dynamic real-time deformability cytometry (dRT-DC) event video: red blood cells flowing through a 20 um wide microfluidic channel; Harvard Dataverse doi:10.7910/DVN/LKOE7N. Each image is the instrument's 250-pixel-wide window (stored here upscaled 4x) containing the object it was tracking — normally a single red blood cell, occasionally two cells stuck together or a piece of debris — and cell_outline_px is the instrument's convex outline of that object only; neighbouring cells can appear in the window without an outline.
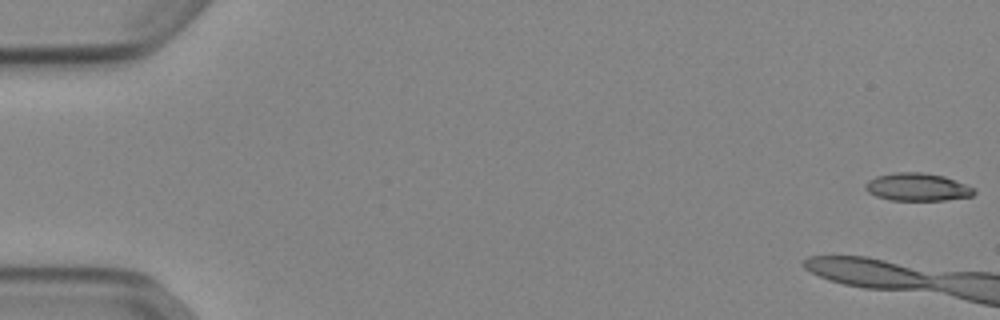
{"species": "Egyptian fruit bat (a non-hibernating species)", "species_latin": "Rousettus aegyptiacus", "temperature_condition": "cold", "stored_images_in_passage": 10, "camera_frame_rate_fps": 3000, "um_per_image_px": 0.085, "animal": {"sex": "female"}, "frame": {"image": 1, "passage_image": 1, "time_ms": 0.0, "image_size_px": [1000, 320], "cell_outline_px": [[976, 192], [972, 196], [944, 200], [892, 200], [876, 196], [868, 192], [864, 188], [864, 184], [868, 180], [876, 176], [896, 172], [924, 172], [944, 176], [976, 188]], "centroid_in_image_um": [77.97, 15.89], "position_along_channel_um": 7.0, "area_um2": 17.69}}